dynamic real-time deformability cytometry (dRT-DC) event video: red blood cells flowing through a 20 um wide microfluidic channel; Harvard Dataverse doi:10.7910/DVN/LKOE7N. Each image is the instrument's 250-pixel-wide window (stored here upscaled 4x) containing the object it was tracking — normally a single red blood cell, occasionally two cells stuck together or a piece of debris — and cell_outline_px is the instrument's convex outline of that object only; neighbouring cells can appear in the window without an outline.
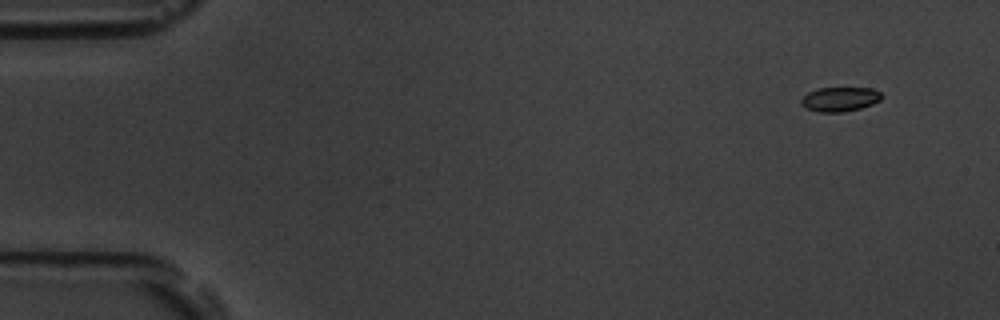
{"species": "common noctule bat (a hibernating species)", "species_latin": "Nyctalus noctula", "temperature_condition": "room temperature", "stored_images_in_passage": 6, "camera_frame_rate_fps": 3000, "um_per_image_px": 0.085, "animal": {"sex": "male", "body_mass_g": 19.5, "forearm_length_mm": 54.6}, "frame": {"image": 1, "passage_image": 2, "time_ms": 1.333, "image_size_px": [1000, 320], "cell_outline_px": [[884, 96], [880, 100], [872, 104], [860, 108], [844, 112], [820, 112], [808, 108], [800, 104], [800, 100], [808, 92], [820, 88], [872, 88], [880, 92]], "centroid_in_image_um": [71.41, 8.43], "position_along_channel_um": 13.6, "area_um2": 11.39}}
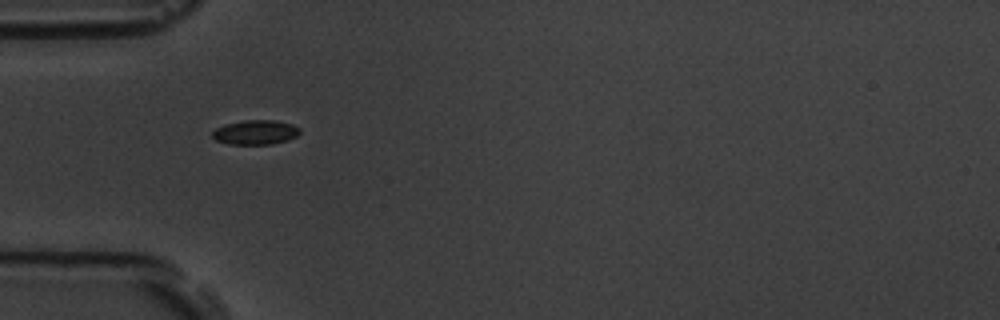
{"frame": {"image": 2, "passage_image": 6, "time_ms": 6.0, "image_size_px": [1000, 320], "cell_outline_px": [[300, 132], [296, 136], [288, 140], [272, 144], [228, 144], [216, 140], [212, 136], [212, 132], [216, 128], [224, 124], [244, 120], [272, 120], [292, 124], [300, 128]], "centroid_in_image_um": [21.71, 11.24], "position_along_channel_um": 63.3, "area_um2": 12.48}}